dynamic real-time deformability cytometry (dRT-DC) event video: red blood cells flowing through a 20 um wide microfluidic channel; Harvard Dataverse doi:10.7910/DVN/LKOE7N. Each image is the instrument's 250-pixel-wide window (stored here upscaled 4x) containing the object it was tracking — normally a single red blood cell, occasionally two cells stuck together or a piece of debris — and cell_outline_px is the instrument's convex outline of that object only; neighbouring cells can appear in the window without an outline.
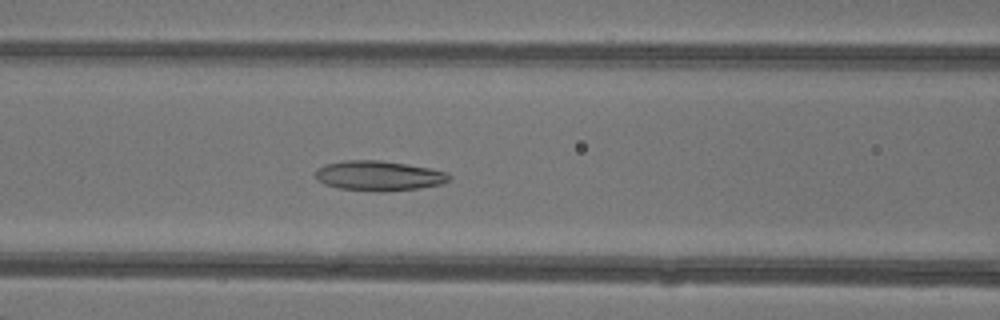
{"species": "common noctule bat (a hibernating species)", "species_latin": "Nyctalus noctula", "temperature_condition": "warm", "stored_images_in_passage": 36, "camera_frame_rate_fps": 3000, "um_per_image_px": 0.085, "animal": {"sex": "female"}, "frame": {"image": 1, "passage_image": 11, "time_ms": 3.333, "image_size_px": [1000, 320], "cell_outline_px": [[452, 176], [448, 180], [440, 184], [416, 188], [384, 192], [336, 188], [324, 184], [316, 180], [316, 168], [324, 164], [344, 160], [380, 160], [408, 164], [448, 172]], "centroid_in_image_um": [32.15, 14.93], "position_along_channel_um": 134.5, "area_um2": 23.41}}
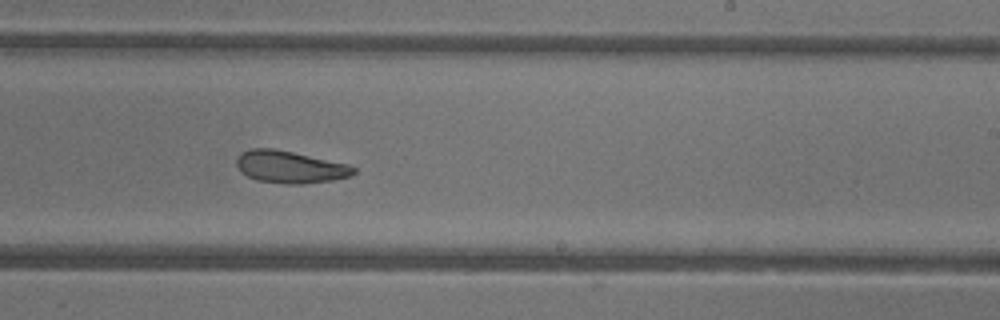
{"frame": {"image": 2, "passage_image": 20, "time_ms": 6.333, "image_size_px": [1000, 320], "cell_outline_px": [[356, 172], [352, 176], [332, 180], [304, 184], [284, 184], [256, 180], [240, 172], [236, 164], [236, 156], [240, 152], [252, 148], [272, 148], [292, 152], [348, 164], [356, 168]], "centroid_in_image_um": [24.62, 14.2], "position_along_channel_um": 264.4, "area_um2": 22.14}}
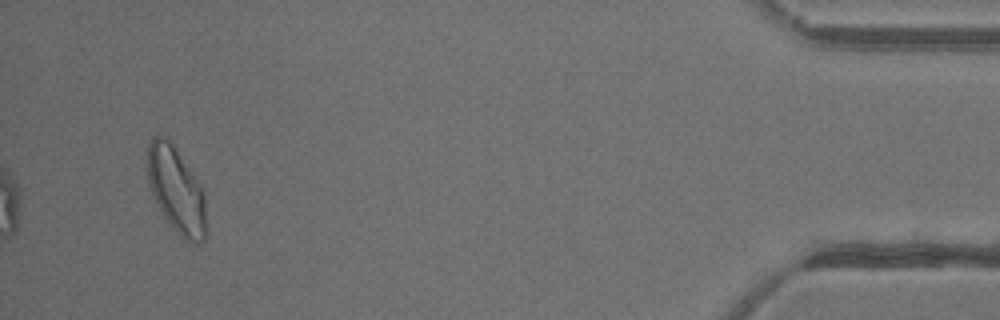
{"frame": {"image": 3, "passage_image": 36, "time_ms": 11.667, "image_size_px": [1000, 320], "cell_outline_px": [[208, 236], [204, 240], [196, 244], [192, 244], [184, 240], [164, 216], [152, 196], [148, 184], [144, 160], [148, 144], [152, 136], [156, 132], [164, 136], [172, 144], [204, 192]], "centroid_in_image_um": [14.94, 16.16], "position_along_channel_um": 420.3, "area_um2": 30.0}, "authors_computed_cell_mechanics": {"area_um2": 22.1085, "velocity_mm_per_s": 4.3496, "shape_relaxation_time_tau1_ms": null, "shape_relaxation_time_tau2_ms": 4.0087, "deformation_change_tau1": null, "deformation_change_tau2": 0.1216}}